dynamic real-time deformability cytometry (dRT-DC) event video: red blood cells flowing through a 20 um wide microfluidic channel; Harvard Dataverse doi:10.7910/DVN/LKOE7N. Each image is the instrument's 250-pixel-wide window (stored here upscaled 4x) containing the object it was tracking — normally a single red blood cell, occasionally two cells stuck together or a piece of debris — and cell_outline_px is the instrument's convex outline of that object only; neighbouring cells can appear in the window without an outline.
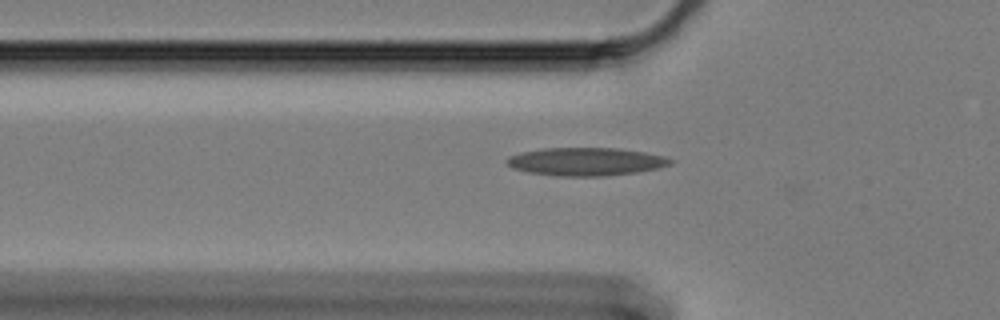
{"species": "Egyptian fruit bat (a non-hibernating species)", "species_latin": "Rousettus aegyptiacus", "temperature_condition": "cold", "stored_images_in_passage": 39, "camera_frame_rate_fps": 3000, "um_per_image_px": 0.085, "animal": {"sex": "female"}, "frame": {"image": 1, "passage_image": 5, "time_ms": 1.333, "image_size_px": [1000, 320], "cell_outline_px": [[672, 164], [660, 168], [636, 172], [604, 176], [560, 176], [528, 172], [512, 168], [508, 164], [508, 156], [520, 152], [540, 148], [620, 148], [644, 152], [664, 156], [672, 160]], "centroid_in_image_um": [49.81, 13.73], "position_along_channel_um": 76.0, "area_um2": 26.76}}
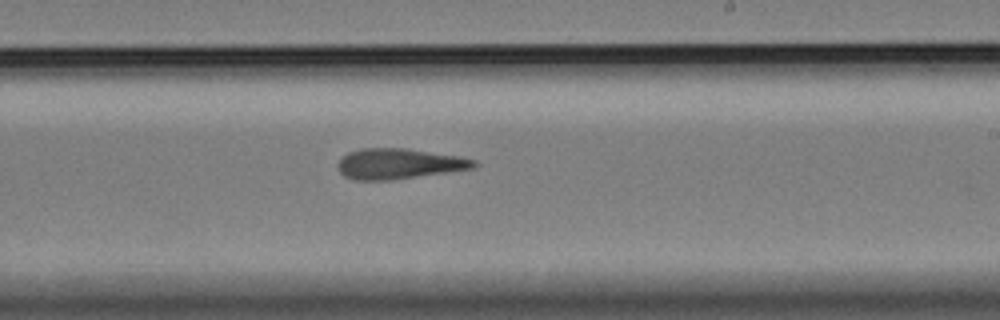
{"frame": {"image": 2, "passage_image": 21, "time_ms": 6.667, "image_size_px": [1000, 320], "cell_outline_px": [[480, 164], [476, 168], [388, 180], [356, 180], [344, 176], [340, 172], [336, 164], [348, 152], [360, 148], [408, 148], [460, 156], [476, 160]], "centroid_in_image_um": [33.94, 13.91], "position_along_channel_um": 255.1, "area_um2": 24.28}}
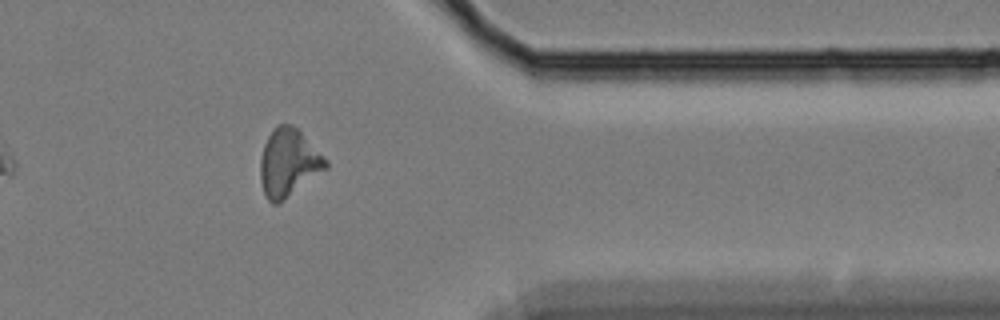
{"frame": {"image": 3, "passage_image": 34, "time_ms": 11.0, "image_size_px": [1000, 320], "cell_outline_px": [[328, 168], [280, 204], [272, 204], [268, 200], [264, 192], [260, 180], [260, 160], [264, 144], [268, 136], [276, 124], [292, 124], [328, 160]], "centroid_in_image_um": [24.52, 13.87], "position_along_channel_um": 386.9, "area_um2": 25.95}}